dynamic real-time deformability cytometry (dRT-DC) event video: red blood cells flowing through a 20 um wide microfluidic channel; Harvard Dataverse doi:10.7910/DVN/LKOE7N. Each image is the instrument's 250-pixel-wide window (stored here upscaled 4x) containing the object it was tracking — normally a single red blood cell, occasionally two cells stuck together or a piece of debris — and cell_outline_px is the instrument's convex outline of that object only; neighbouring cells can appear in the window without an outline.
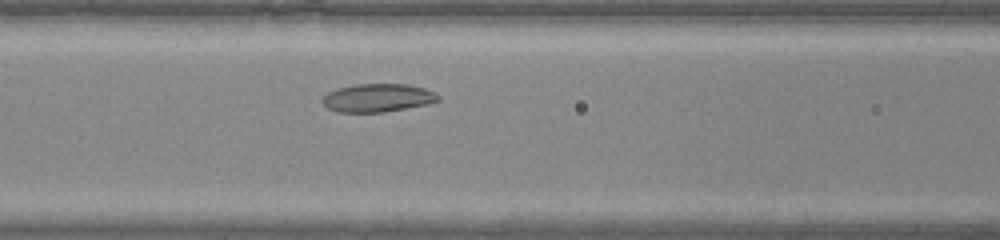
{"species": "common noctule bat (a hibernating species)", "species_latin": "Nyctalus noctula", "temperature_condition": "warm", "stored_images_in_passage": 28, "camera_frame_rate_fps": 3000, "um_per_image_px": 0.085, "animal": {"sex": "male", "body_mass_g": 20.0, "forearm_length_mm": 53.3}, "frame": {"image": 1, "passage_image": 6, "time_ms": 1.667, "image_size_px": [1000, 240], "cell_outline_px": [[440, 100], [428, 104], [384, 112], [336, 112], [328, 108], [320, 100], [328, 92], [336, 88], [356, 84], [408, 84], [424, 88], [440, 96]], "centroid_in_image_um": [32.08, 8.31], "position_along_channel_um": 134.5, "area_um2": 19.07}}
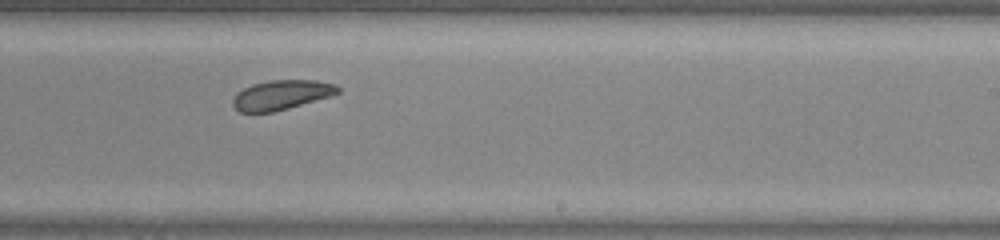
{"frame": {"image": 2, "passage_image": 15, "time_ms": 4.667, "image_size_px": [1000, 240], "cell_outline_px": [[340, 92], [332, 96], [288, 108], [272, 112], [240, 112], [232, 104], [232, 100], [236, 92], [252, 84], [268, 80], [316, 80], [336, 84], [340, 88]], "centroid_in_image_um": [23.93, 8.05], "position_along_channel_um": 265.1, "area_um2": 18.21}}
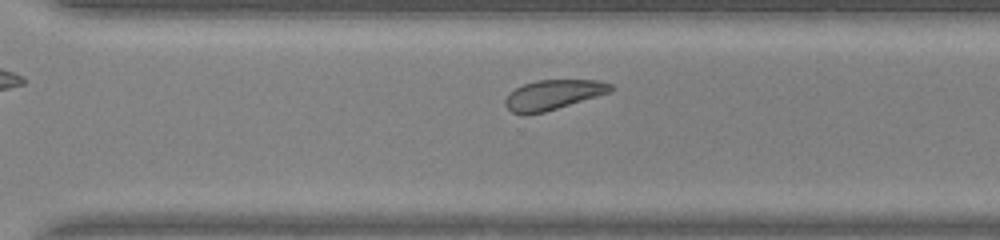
{"frame": {"image": 3, "passage_image": 19, "time_ms": 6.0, "image_size_px": [1000, 240], "cell_outline_px": [[616, 88], [612, 92], [544, 112], [524, 116], [512, 112], [504, 104], [504, 100], [516, 88], [524, 84], [536, 80], [596, 80], [612, 84]], "centroid_in_image_um": [47.04, 8.06], "position_along_channel_um": 323.6, "area_um2": 18.44}}